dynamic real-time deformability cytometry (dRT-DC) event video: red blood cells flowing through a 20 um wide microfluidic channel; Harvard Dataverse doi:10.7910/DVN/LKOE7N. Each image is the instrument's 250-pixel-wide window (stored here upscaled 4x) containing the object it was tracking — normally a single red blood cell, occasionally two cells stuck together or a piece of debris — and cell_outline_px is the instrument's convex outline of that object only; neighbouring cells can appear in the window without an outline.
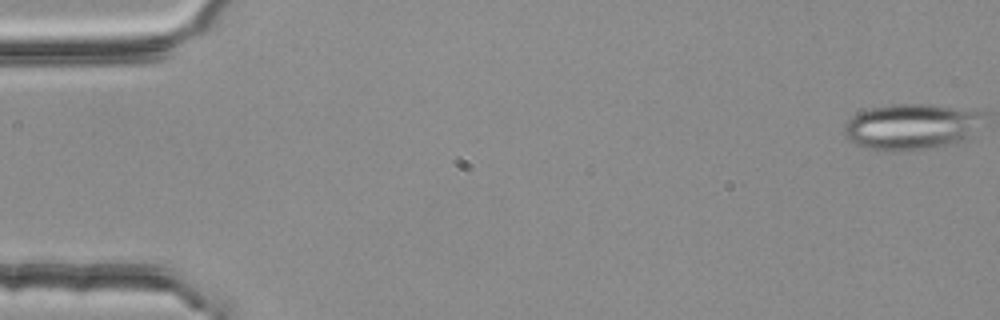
{"species": "common noctule bat (a hibernating species)", "species_latin": "Nyctalus noctula", "temperature_condition": "room temperature", "stored_images_in_passage": 4, "camera_frame_rate_fps": 3000, "um_per_image_px": 0.085, "animal": {"sex": "female", "body_mass_g": 25.1}, "frame": {"image": 1, "passage_image": 1, "time_ms": 0.0, "image_size_px": [1000, 320], "cell_outline_px": [[980, 116], [968, 140], [952, 144], [924, 148], [868, 148], [852, 140], [844, 132], [844, 128], [848, 120], [856, 112], [872, 108], [900, 104], [924, 104], [976, 108], [980, 112]], "centroid_in_image_um": [77.51, 10.71], "position_along_channel_um": 7.5, "area_um2": 35.95}}